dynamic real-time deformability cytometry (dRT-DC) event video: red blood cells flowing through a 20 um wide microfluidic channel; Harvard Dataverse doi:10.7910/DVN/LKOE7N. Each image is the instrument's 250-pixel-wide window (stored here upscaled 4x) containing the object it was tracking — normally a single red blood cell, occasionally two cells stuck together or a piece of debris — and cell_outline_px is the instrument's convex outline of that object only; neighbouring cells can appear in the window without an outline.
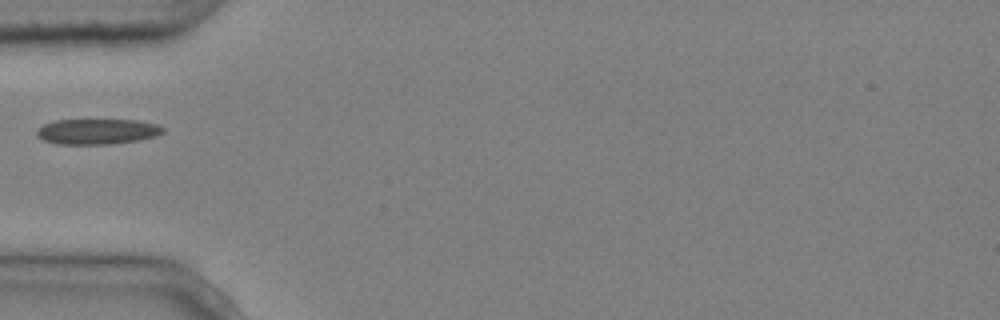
{"species": "common noctule bat (a hibernating species)", "species_latin": "Nyctalus noctula", "temperature_condition": "cold", "stored_images_in_passage": 1, "camera_frame_rate_fps": 3000, "um_per_image_px": 0.085, "animal": {"sex": "male", "body_mass_g": 20.4}, "frame": {"image": 1, "passage_image": 1, "time_ms": 0.0, "image_size_px": [1000, 320], "cell_outline_px": [[164, 132], [156, 136], [136, 140], [112, 144], [56, 144], [44, 140], [36, 136], [36, 132], [44, 124], [56, 120], [136, 120], [156, 124], [164, 128]], "centroid_in_image_um": [8.26, 11.18], "position_along_channel_um": 76.7, "area_um2": 18.61}}